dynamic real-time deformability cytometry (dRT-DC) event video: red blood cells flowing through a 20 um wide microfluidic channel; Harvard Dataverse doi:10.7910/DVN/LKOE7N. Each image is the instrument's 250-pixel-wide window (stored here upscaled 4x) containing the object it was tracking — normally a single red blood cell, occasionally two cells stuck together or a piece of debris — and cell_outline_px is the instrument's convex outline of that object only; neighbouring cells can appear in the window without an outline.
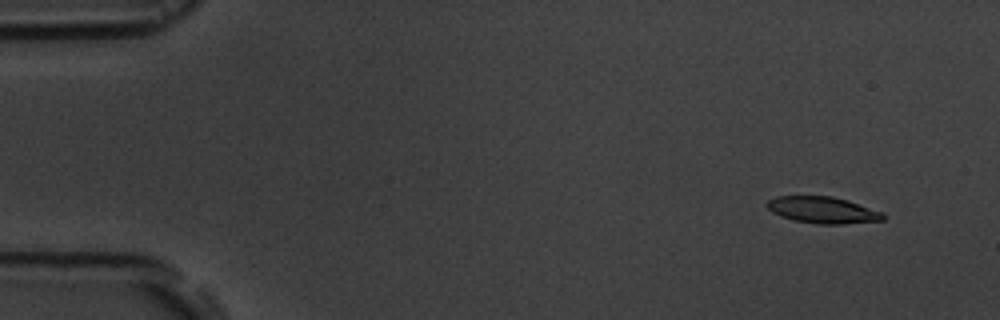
{"species": "common noctule bat (a hibernating species)", "species_latin": "Nyctalus noctula", "temperature_condition": "room temperature", "stored_images_in_passage": 10, "camera_frame_rate_fps": 3000, "um_per_image_px": 0.085, "animal": {"sex": "male", "body_mass_g": 19.5, "forearm_length_mm": 54.6}, "frame": {"image": 1, "passage_image": 1, "time_ms": 0.0, "image_size_px": [1000, 320], "cell_outline_px": [[888, 216], [884, 220], [840, 224], [816, 224], [792, 220], [780, 216], [772, 212], [764, 204], [768, 200], [776, 196], [832, 196], [848, 200], [884, 212]], "centroid_in_image_um": [69.95, 17.85], "position_along_channel_um": 15.1, "area_um2": 18.26}}
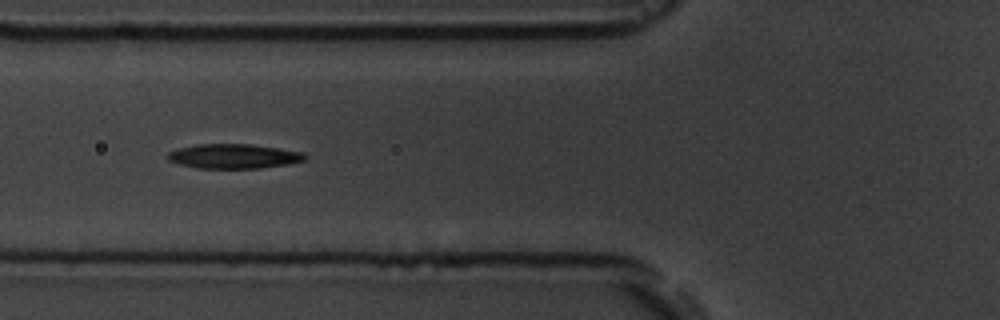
{"frame": {"image": 2, "passage_image": 6, "time_ms": 5.667, "image_size_px": [1000, 320], "cell_outline_px": [[308, 156], [304, 160], [288, 164], [260, 168], [196, 168], [180, 164], [168, 160], [168, 152], [176, 148], [196, 144], [252, 144], [280, 148], [304, 152]], "centroid_in_image_um": [19.87, 13.27], "position_along_channel_um": 105.9, "area_um2": 19.77}}
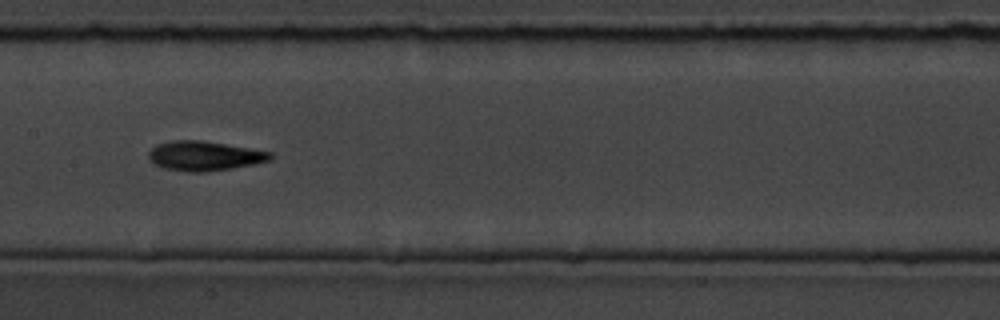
{"frame": {"image": 3, "passage_image": 8, "time_ms": 8.0, "image_size_px": [1000, 320], "cell_outline_px": [[272, 160], [256, 164], [232, 168], [204, 172], [188, 172], [164, 168], [148, 160], [148, 152], [156, 144], [172, 140], [200, 140], [272, 152]], "centroid_in_image_um": [17.36, 13.25], "position_along_channel_um": 190.0, "area_um2": 20.98}}